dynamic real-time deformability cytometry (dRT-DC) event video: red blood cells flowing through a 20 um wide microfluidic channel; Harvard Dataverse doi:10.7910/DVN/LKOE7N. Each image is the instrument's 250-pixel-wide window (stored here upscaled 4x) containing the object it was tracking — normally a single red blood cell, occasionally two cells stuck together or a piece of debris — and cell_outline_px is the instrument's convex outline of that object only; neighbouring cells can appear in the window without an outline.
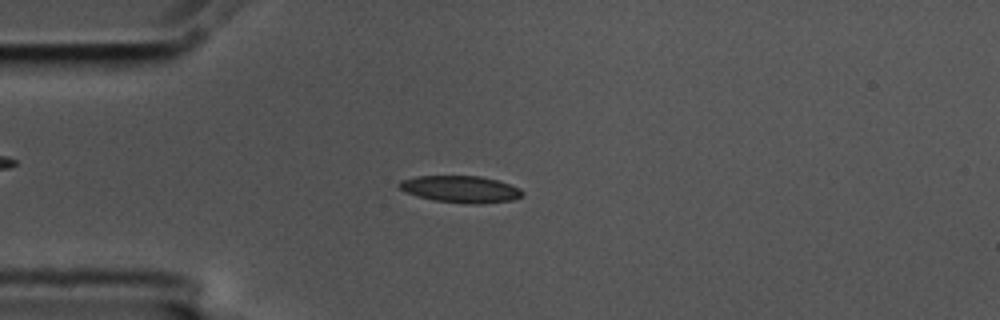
{"species": "common noctule bat (a hibernating species)", "species_latin": "Nyctalus noctula", "temperature_condition": "cold", "stored_images_in_passage": 46, "camera_frame_rate_fps": 3000, "um_per_image_px": 0.085, "animal": {"sex": "male", "body_mass_g": 17.5, "forearm_length_mm": 52.3}, "frame": {"image": 1, "passage_image": 4, "time_ms": 1.0, "image_size_px": [1000, 320], "cell_outline_px": [[524, 196], [512, 200], [480, 204], [476, 204], [436, 200], [404, 192], [396, 184], [400, 180], [416, 176], [480, 176], [496, 180], [520, 188], [524, 192]], "centroid_in_image_um": [39.16, 16.07], "position_along_channel_um": 45.8, "area_um2": 19.13}}
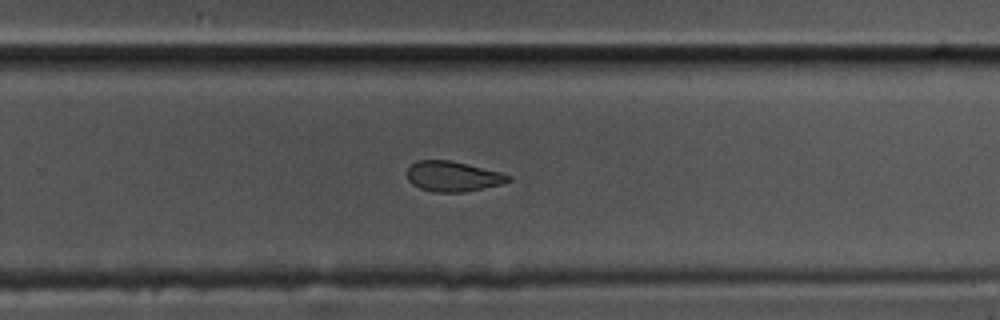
{"frame": {"image": 2, "passage_image": 26, "time_ms": 8.333, "image_size_px": [1000, 320], "cell_outline_px": [[512, 180], [500, 184], [464, 192], [432, 192], [420, 188], [412, 184], [408, 180], [408, 168], [416, 160], [448, 160], [500, 172], [512, 176]], "centroid_in_image_um": [38.48, 15.0], "position_along_channel_um": 291.3, "area_um2": 17.63}}
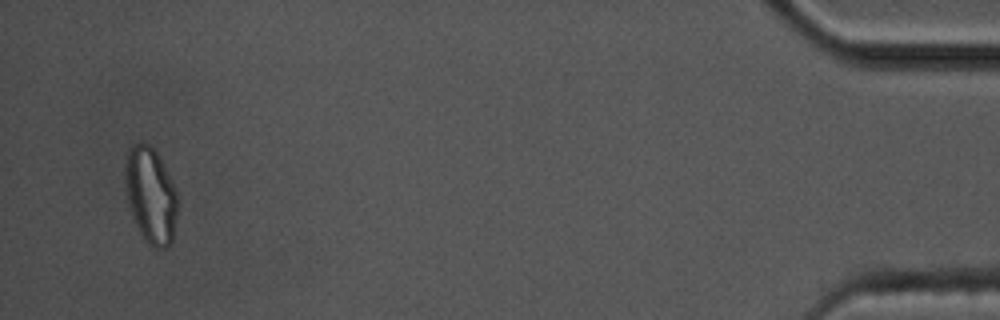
{"frame": {"image": 3, "passage_image": 44, "time_ms": 14.333, "image_size_px": [1000, 320], "cell_outline_px": [[176, 216], [172, 240], [164, 248], [152, 248], [148, 244], [140, 232], [136, 224], [128, 204], [124, 180], [124, 168], [128, 148], [132, 144], [140, 140], [152, 144], [176, 192]], "centroid_in_image_um": [12.75, 16.54], "position_along_channel_um": 422.4, "area_um2": 29.13}, "authors_computed_cell_mechanics": {"area_um2": 19.1029, "velocity_mm_per_s": 3.5578, "shape_relaxation_time_tau1_ms": 3.2209, "shape_relaxation_time_tau2_ms": 4.1033, "deformation_change_tau1": 0.1196, "deformation_change_tau2": 0.1096}}